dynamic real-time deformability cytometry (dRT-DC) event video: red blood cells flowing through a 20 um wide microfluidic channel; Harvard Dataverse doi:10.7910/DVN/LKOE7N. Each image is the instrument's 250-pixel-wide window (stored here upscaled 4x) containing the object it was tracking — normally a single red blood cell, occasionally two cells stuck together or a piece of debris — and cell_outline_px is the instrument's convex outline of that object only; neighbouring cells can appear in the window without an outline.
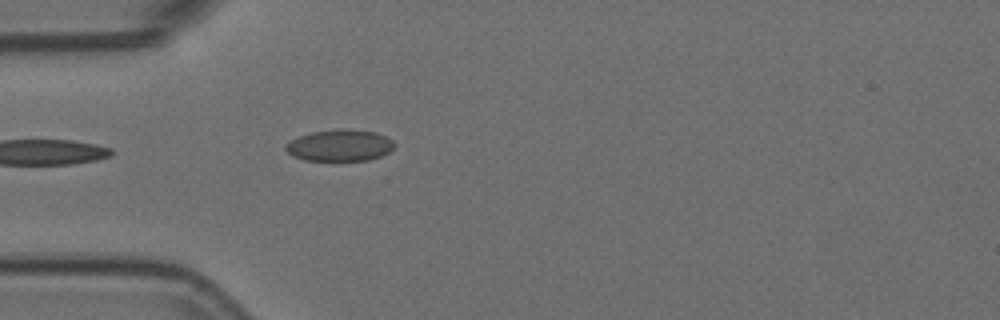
{"species": "Egyptian fruit bat (a non-hibernating species)", "species_latin": "Rousettus aegyptiacus", "temperature_condition": "room temperature", "stored_images_in_passage": 5, "camera_frame_rate_fps": 3000, "um_per_image_px": 0.085, "animal": {"sex": "female"}, "frame": {"image": 1, "passage_image": 5, "time_ms": 1.333, "image_size_px": [1000, 320], "cell_outline_px": [[396, 144], [388, 152], [380, 156], [368, 160], [304, 160], [288, 152], [284, 148], [284, 144], [300, 136], [312, 132], [376, 132], [392, 140]], "centroid_in_image_um": [28.87, 12.41], "position_along_channel_um": 56.1, "area_um2": 18.84}}